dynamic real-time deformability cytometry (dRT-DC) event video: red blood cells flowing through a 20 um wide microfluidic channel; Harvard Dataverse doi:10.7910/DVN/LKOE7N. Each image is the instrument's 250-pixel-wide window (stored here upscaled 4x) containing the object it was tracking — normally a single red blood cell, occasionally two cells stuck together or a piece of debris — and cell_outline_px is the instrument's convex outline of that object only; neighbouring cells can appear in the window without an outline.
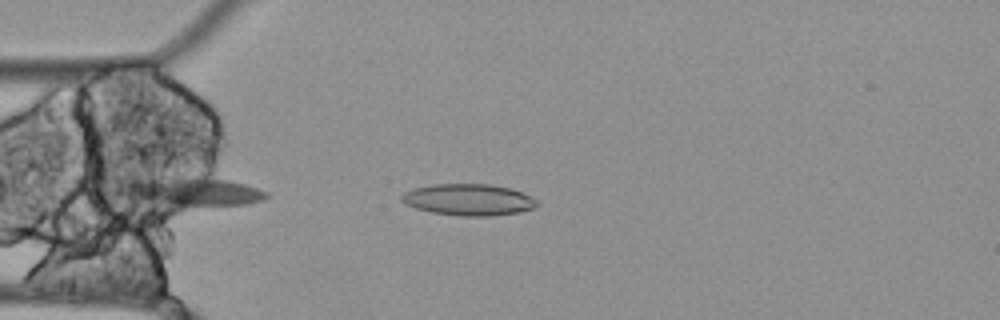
{"species": "Egyptian fruit bat (a non-hibernating species)", "species_latin": "Rousettus aegyptiacus", "temperature_condition": "cold", "stored_images_in_passage": 41, "camera_frame_rate_fps": 3000, "um_per_image_px": 0.085, "animal": {"sex": "female"}, "frame": {"image": 1, "passage_image": 3, "time_ms": 0.667, "image_size_px": [1000, 320], "cell_outline_px": [[540, 204], [532, 208], [520, 212], [492, 216], [464, 216], [432, 212], [416, 208], [404, 204], [400, 200], [400, 196], [404, 192], [416, 188], [432, 184], [492, 184], [508, 188], [520, 192], [536, 200]], "centroid_in_image_um": [39.8, 16.98], "position_along_channel_um": 45.2, "area_um2": 24.74}}
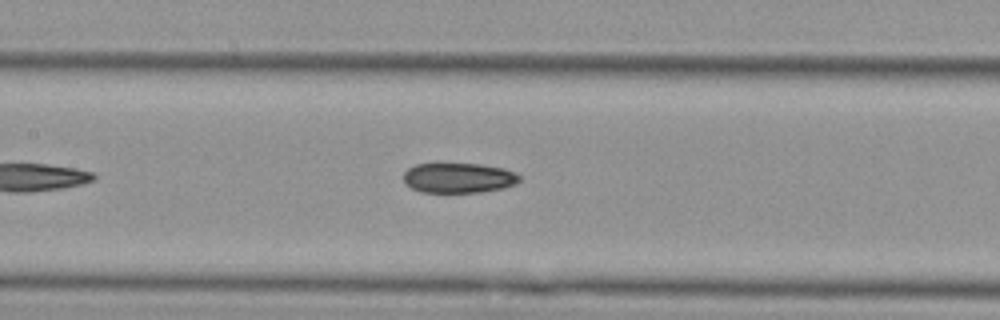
{"frame": {"image": 2, "passage_image": 14, "time_ms": 4.333, "image_size_px": [1000, 320], "cell_outline_px": [[520, 180], [516, 184], [500, 188], [480, 192], [420, 192], [404, 184], [404, 172], [408, 168], [416, 164], [436, 160], [480, 164], [504, 168], [516, 172], [520, 176]], "centroid_in_image_um": [38.92, 15.06], "position_along_channel_um": 168.5, "area_um2": 21.21}}
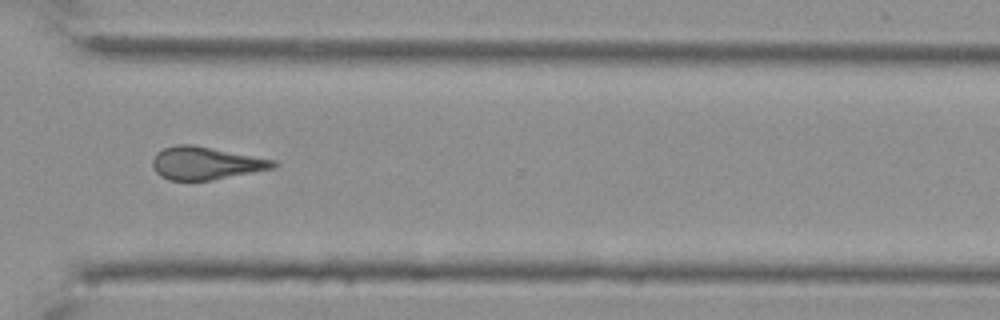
{"frame": {"image": 3, "passage_image": 30, "time_ms": 9.667, "image_size_px": [1000, 320], "cell_outline_px": [[280, 164], [276, 168], [212, 180], [168, 180], [160, 176], [152, 168], [152, 160], [156, 152], [164, 148], [176, 144], [192, 144], [276, 160]], "centroid_in_image_um": [17.5, 13.87], "position_along_channel_um": 353.1, "area_um2": 23.29}, "authors_computed_cell_mechanics": {"area_um2": 22.7732, "velocity_mm_per_s": 3.4654, "shape_relaxation_time_tau1_ms": null, "shape_relaxation_time_tau2_ms": 9.3761, "deformation_change_tau1": null, "deformation_change_tau2": 0.2448}}